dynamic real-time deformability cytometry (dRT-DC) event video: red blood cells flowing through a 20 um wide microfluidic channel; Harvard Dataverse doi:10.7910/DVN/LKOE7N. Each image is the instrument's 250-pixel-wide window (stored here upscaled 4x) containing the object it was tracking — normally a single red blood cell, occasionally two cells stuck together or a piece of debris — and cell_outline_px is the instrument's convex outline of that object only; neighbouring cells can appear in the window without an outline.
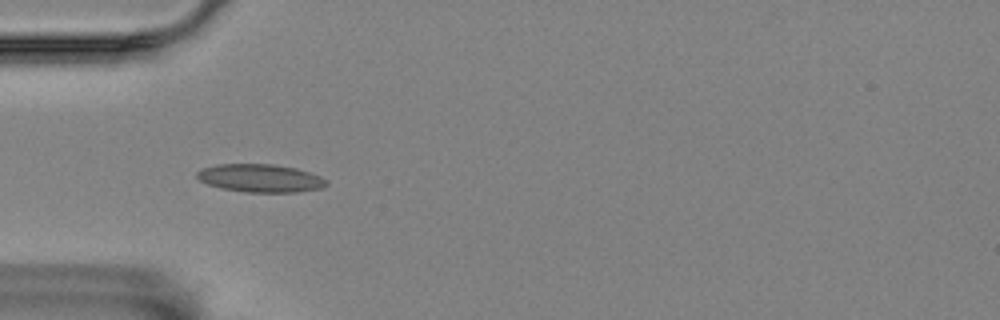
{"species": "Egyptian fruit bat (a non-hibernating species)", "species_latin": "Rousettus aegyptiacus", "temperature_condition": "room temperature", "stored_images_in_passage": 4, "camera_frame_rate_fps": 3000, "um_per_image_px": 0.085, "animal": {"sex": "female"}, "frame": {"image": 1, "passage_image": 3, "time_ms": 0.667, "image_size_px": [1000, 320], "cell_outline_px": [[328, 184], [320, 188], [296, 192], [244, 192], [220, 188], [208, 184], [200, 180], [196, 176], [196, 172], [204, 168], [216, 164], [272, 164], [296, 168], [320, 176], [328, 180]], "centroid_in_image_um": [22.12, 15.14], "position_along_channel_um": 62.9, "area_um2": 21.1}}
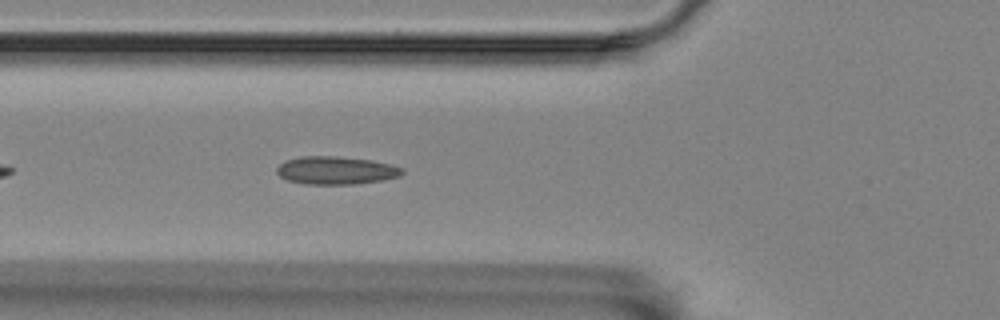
{"frame": {"image": 2, "passage_image": 4, "time_ms": 1.0, "image_size_px": [1000, 320], "cell_outline_px": [[404, 172], [400, 176], [380, 180], [352, 184], [304, 184], [288, 180], [280, 176], [276, 172], [276, 168], [284, 160], [300, 156], [336, 156], [372, 160], [392, 164], [404, 168]], "centroid_in_image_um": [28.55, 14.47], "position_along_channel_um": 97.3, "area_um2": 20.52}}